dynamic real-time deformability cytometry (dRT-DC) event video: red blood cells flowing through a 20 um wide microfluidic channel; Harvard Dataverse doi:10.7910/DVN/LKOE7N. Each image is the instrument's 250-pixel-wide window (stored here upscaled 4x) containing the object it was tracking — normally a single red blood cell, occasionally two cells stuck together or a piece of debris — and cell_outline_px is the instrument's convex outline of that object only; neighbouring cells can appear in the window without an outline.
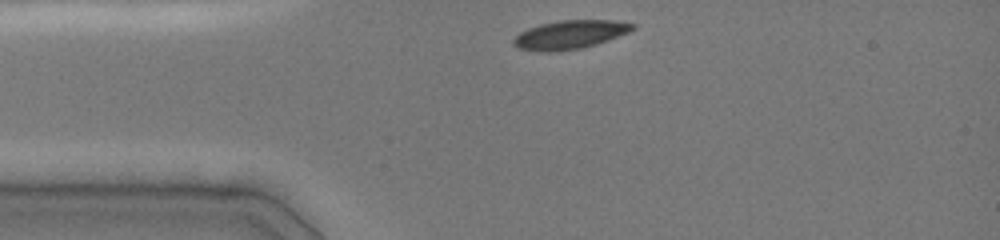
{"species": "common noctule bat (a hibernating species)", "species_latin": "Nyctalus noctula", "temperature_condition": "cold", "stored_images_in_passage": 31, "camera_frame_rate_fps": 3000, "um_per_image_px": 0.085, "animal": {"sex": "female", "body_mass_g": 19.0, "forearm_length_mm": 51.5}, "frame": {"image": 1, "passage_image": 1, "time_ms": 0.0, "image_size_px": [1000, 240], "cell_outline_px": [[636, 28], [628, 32], [608, 40], [596, 44], [580, 48], [552, 52], [540, 52], [520, 48], [512, 44], [512, 40], [520, 32], [528, 28], [540, 24], [560, 20], [612, 20], [636, 24]], "centroid_in_image_um": [48.43, 2.94], "position_along_channel_um": 36.6, "area_um2": 19.83}}
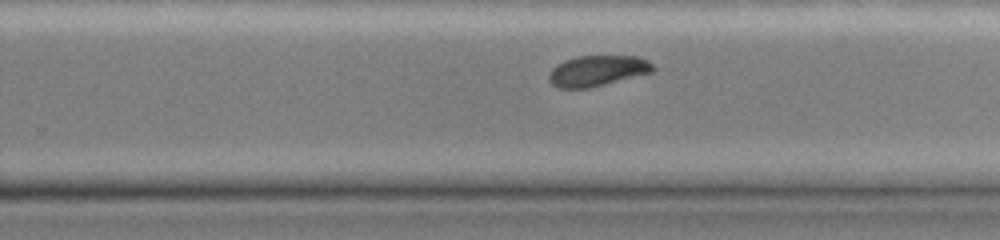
{"frame": {"image": 2, "passage_image": 21, "time_ms": 6.667, "image_size_px": [1000, 240], "cell_outline_px": [[656, 68], [652, 72], [588, 88], [560, 88], [552, 84], [548, 80], [548, 76], [552, 68], [556, 64], [564, 60], [576, 56], [636, 56], [648, 60]], "centroid_in_image_um": [50.75, 6.0], "position_along_channel_um": 279.0, "area_um2": 18.55}}
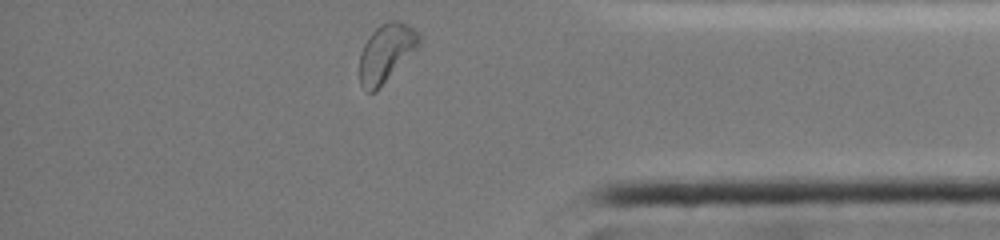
{"frame": {"image": 3, "passage_image": 31, "time_ms": 10.0, "image_size_px": [1000, 240], "cell_outline_px": [[420, 44], [380, 88], [376, 92], [368, 92], [360, 84], [360, 52], [364, 44], [372, 32], [380, 24], [392, 20], [400, 20], [408, 24], [420, 32]], "centroid_in_image_um": [32.83, 4.48], "position_along_channel_um": 402.4, "area_um2": 20.11}, "authors_computed_cell_mechanics": {"area_um2": 19.8254, "velocity_mm_per_s": 3.9828, "shape_relaxation_time_tau1_ms": 2.0366, "shape_relaxation_time_tau2_ms": 5.193, "deformation_change_tau1": 0.1126, "deformation_change_tau2": 0.0815}}